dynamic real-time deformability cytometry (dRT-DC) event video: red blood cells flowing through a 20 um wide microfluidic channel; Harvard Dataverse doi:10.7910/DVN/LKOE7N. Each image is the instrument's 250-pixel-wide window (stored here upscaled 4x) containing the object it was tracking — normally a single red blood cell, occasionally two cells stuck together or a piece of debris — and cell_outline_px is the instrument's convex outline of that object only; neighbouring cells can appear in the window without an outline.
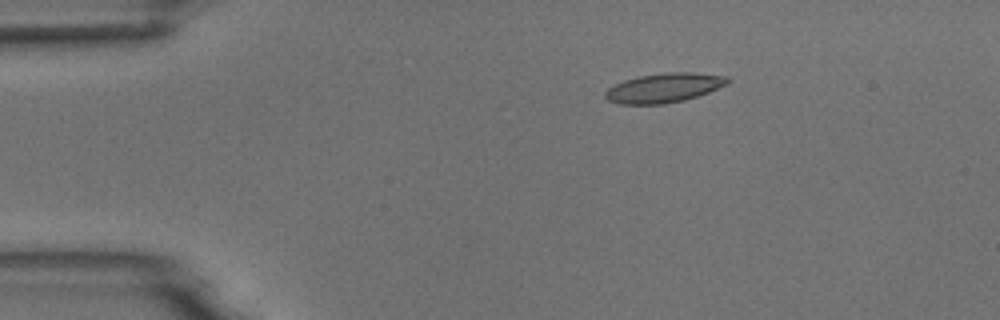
{"species": "common noctule bat (a hibernating species)", "species_latin": "Nyctalus noctula", "temperature_condition": "room temperature", "stored_images_in_passage": 47, "camera_frame_rate_fps": 3000, "um_per_image_px": 0.085, "animal": {"sex": "male", "body_mass_g": 18.8}, "frame": {"image": 1, "passage_image": 2, "time_ms": 0.333, "image_size_px": [1000, 320], "cell_outline_px": [[732, 80], [728, 84], [708, 92], [684, 100], [664, 104], [620, 104], [608, 100], [604, 96], [604, 92], [608, 88], [624, 80], [640, 76], [664, 72], [692, 72], [728, 76]], "centroid_in_image_um": [56.46, 7.46], "position_along_channel_um": 28.5, "area_um2": 20.98}}
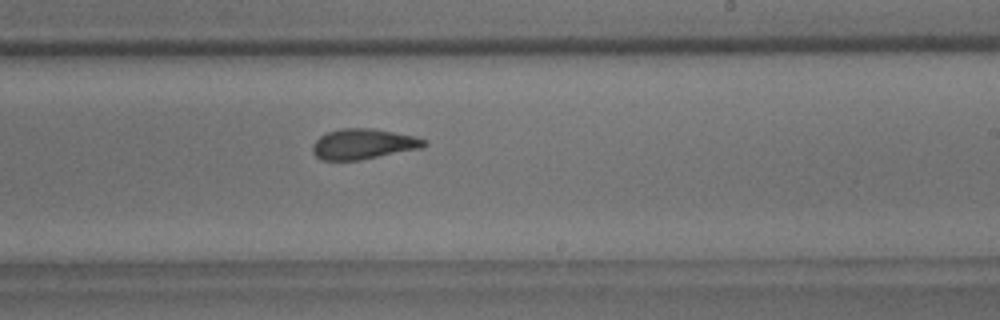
{"frame": {"image": 2, "passage_image": 25, "time_ms": 8.0, "image_size_px": [1000, 320], "cell_outline_px": [[428, 144], [420, 148], [360, 160], [320, 160], [312, 152], [312, 144], [320, 136], [328, 132], [340, 128], [372, 128], [416, 136], [428, 140]], "centroid_in_image_um": [30.88, 12.23], "position_along_channel_um": 258.1, "area_um2": 19.83}}
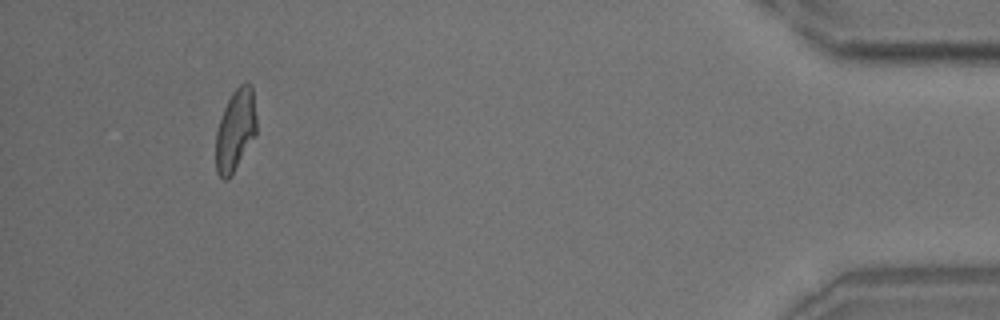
{"frame": {"image": 3, "passage_image": 43, "time_ms": 14.0, "image_size_px": [1000, 320], "cell_outline_px": [[256, 136], [228, 180], [224, 180], [216, 172], [216, 132], [224, 108], [232, 92], [240, 84], [252, 84], [256, 116]], "centroid_in_image_um": [20.02, 11.07], "position_along_channel_um": 415.2, "area_um2": 19.36}, "authors_computed_cell_mechanics": {"area_um2": 19.9988, "velocity_mm_per_s": 3.717, "shape_relaxation_time_tau1_ms": 6.8981, "shape_relaxation_time_tau2_ms": 0.8629, "deformation_change_tau1": 0.1949, "deformation_change_tau2": 0.0736}}